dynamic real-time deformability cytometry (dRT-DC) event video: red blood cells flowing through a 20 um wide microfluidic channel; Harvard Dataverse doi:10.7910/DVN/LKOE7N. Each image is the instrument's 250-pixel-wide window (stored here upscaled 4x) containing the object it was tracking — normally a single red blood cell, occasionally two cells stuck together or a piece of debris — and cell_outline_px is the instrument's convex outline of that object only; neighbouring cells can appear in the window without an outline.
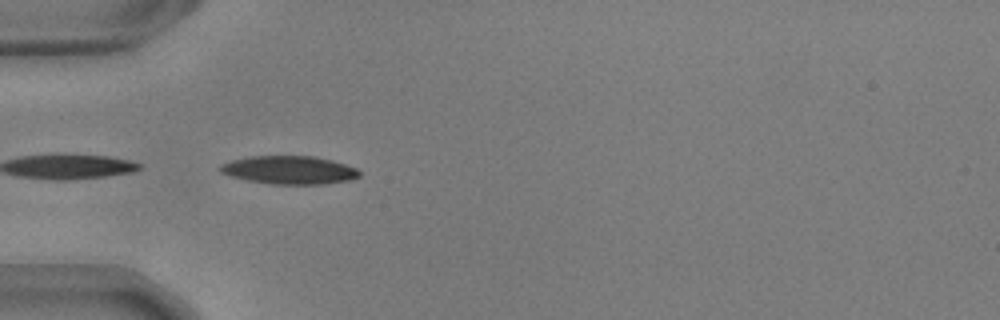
{"species": "common noctule bat (a hibernating species)", "species_latin": "Nyctalus noctula", "temperature_condition": "warm", "stored_images_in_passage": 9, "camera_frame_rate_fps": 3000, "um_per_image_px": 0.085, "animal": {"sex": "male", "body_mass_g": 17.9, "forearm_length_mm": 54.2}, "frame": {"image": 1, "passage_image": 2, "time_ms": 0.333, "image_size_px": [1000, 320], "cell_outline_px": [[360, 176], [348, 180], [324, 184], [268, 184], [248, 180], [232, 176], [220, 172], [216, 168], [220, 164], [232, 160], [248, 156], [316, 156], [332, 160], [356, 168], [360, 172]], "centroid_in_image_um": [24.55, 14.44], "position_along_channel_um": 60.4, "area_um2": 22.95}}